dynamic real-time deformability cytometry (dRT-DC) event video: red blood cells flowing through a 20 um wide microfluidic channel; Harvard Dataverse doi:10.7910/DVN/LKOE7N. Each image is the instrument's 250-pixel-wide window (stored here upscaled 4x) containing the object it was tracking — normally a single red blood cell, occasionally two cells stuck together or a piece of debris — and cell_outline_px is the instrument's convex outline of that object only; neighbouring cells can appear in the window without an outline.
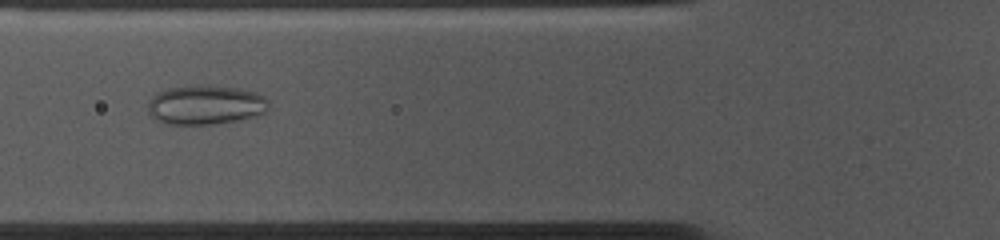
{"species": "common noctule bat (a hibernating species)", "species_latin": "Nyctalus noctula", "temperature_condition": "cold", "stored_images_in_passage": 53, "camera_frame_rate_fps": 3000, "um_per_image_px": 0.085, "animal": {"sex": "female", "body_mass_g": 10.0, "forearm_length_mm": 53.1}, "frame": {"image": 1, "passage_image": 18, "time_ms": 5.667, "image_size_px": [1000, 240], "cell_outline_px": [[268, 112], [260, 116], [216, 124], [164, 124], [152, 116], [148, 112], [148, 100], [156, 92], [168, 88], [184, 84], [208, 84], [240, 88], [256, 92], [264, 96], [268, 100]], "centroid_in_image_um": [17.48, 8.89], "position_along_channel_um": 108.3, "area_um2": 28.61}}
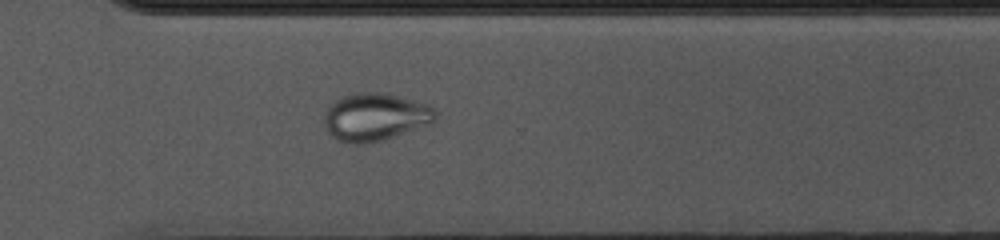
{"frame": {"image": 2, "passage_image": 37, "time_ms": 12.0, "image_size_px": [1000, 240], "cell_outline_px": [[436, 116], [432, 124], [380, 140], [360, 144], [356, 144], [336, 140], [328, 132], [324, 124], [324, 112], [336, 100], [344, 96], [360, 92], [384, 92], [428, 104], [436, 112]], "centroid_in_image_um": [31.89, 9.94], "position_along_channel_um": 338.7, "area_um2": 30.75}}
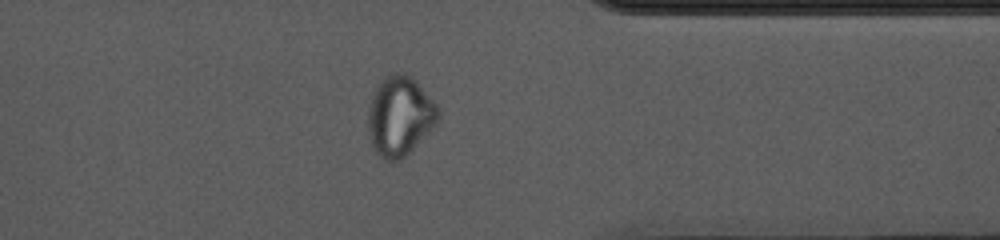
{"frame": {"image": 3, "passage_image": 41, "time_ms": 13.333, "image_size_px": [1000, 240], "cell_outline_px": [[440, 116], [436, 124], [400, 160], [384, 160], [376, 152], [368, 136], [368, 108], [372, 96], [380, 80], [384, 76], [392, 72], [404, 72], [412, 76], [416, 80], [440, 108]], "centroid_in_image_um": [33.98, 9.81], "position_along_channel_um": 377.4, "area_um2": 32.6}}